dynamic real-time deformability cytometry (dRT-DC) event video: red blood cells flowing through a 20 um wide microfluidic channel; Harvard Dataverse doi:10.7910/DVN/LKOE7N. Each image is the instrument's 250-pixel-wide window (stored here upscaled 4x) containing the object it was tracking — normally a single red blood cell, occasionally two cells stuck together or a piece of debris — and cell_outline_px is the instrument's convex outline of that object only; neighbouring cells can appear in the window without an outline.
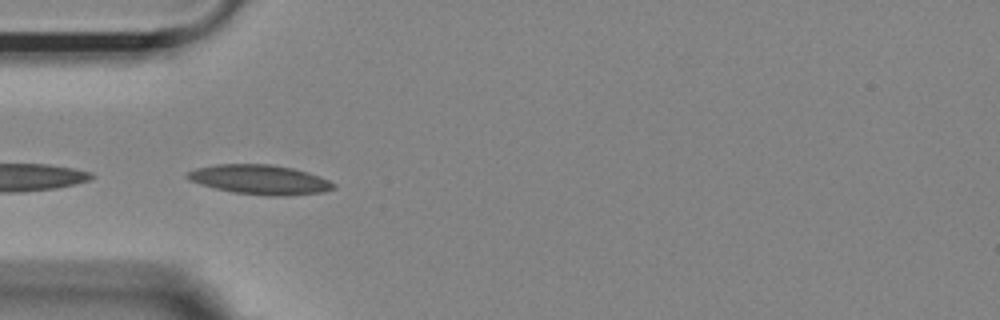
{"species": "Egyptian fruit bat (a non-hibernating species)", "species_latin": "Rousettus aegyptiacus", "temperature_condition": "room temperature", "stored_images_in_passage": 26, "camera_frame_rate_fps": 3000, "um_per_image_px": 0.085, "animal": {"sex": "female"}, "frame": {"image": 1, "passage_image": 1, "time_ms": 0.0, "image_size_px": [1000, 320], "cell_outline_px": [[336, 188], [324, 192], [284, 196], [264, 196], [232, 192], [200, 184], [188, 180], [184, 176], [188, 172], [196, 168], [216, 164], [272, 164], [292, 168], [308, 172], [320, 176], [336, 184]], "centroid_in_image_um": [22.1, 15.27], "position_along_channel_um": 62.9, "area_um2": 25.37}, "authors_computed_cell_mechanics": {"area_um2": 23.3512, "velocity_mm_per_s": 3.6176, "shape_relaxation_time_tau1_ms": 2.5305, "shape_relaxation_time_tau2_ms": 1.9407, "deformation_change_tau1": 0.1178, "deformation_change_tau2": 0.0626}}